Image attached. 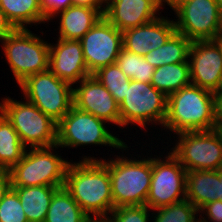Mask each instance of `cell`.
Returning a JSON list of instances; mask_svg holds the SVG:
<instances>
[{
	"label": "cell",
	"mask_w": 222,
	"mask_h": 222,
	"mask_svg": "<svg viewBox=\"0 0 222 222\" xmlns=\"http://www.w3.org/2000/svg\"><path fill=\"white\" fill-rule=\"evenodd\" d=\"M130 147L125 144L120 149L124 155L116 153L113 158L91 157L88 154L79 156L80 160H100L109 169L113 209L121 206L146 205L152 177V156L148 157L149 153L147 156L145 153L129 155ZM127 155L129 156L126 157Z\"/></svg>",
	"instance_id": "1"
},
{
	"label": "cell",
	"mask_w": 222,
	"mask_h": 222,
	"mask_svg": "<svg viewBox=\"0 0 222 222\" xmlns=\"http://www.w3.org/2000/svg\"><path fill=\"white\" fill-rule=\"evenodd\" d=\"M64 188L93 221H103L113 210L109 169L100 160H71Z\"/></svg>",
	"instance_id": "2"
},
{
	"label": "cell",
	"mask_w": 222,
	"mask_h": 222,
	"mask_svg": "<svg viewBox=\"0 0 222 222\" xmlns=\"http://www.w3.org/2000/svg\"><path fill=\"white\" fill-rule=\"evenodd\" d=\"M214 93L190 84L168 96L163 135L214 130ZM170 132V133H169ZM172 132V133H171Z\"/></svg>",
	"instance_id": "3"
},
{
	"label": "cell",
	"mask_w": 222,
	"mask_h": 222,
	"mask_svg": "<svg viewBox=\"0 0 222 222\" xmlns=\"http://www.w3.org/2000/svg\"><path fill=\"white\" fill-rule=\"evenodd\" d=\"M59 148L57 144L27 148L22 159L8 170L11 186H64L71 159L62 158Z\"/></svg>",
	"instance_id": "4"
},
{
	"label": "cell",
	"mask_w": 222,
	"mask_h": 222,
	"mask_svg": "<svg viewBox=\"0 0 222 222\" xmlns=\"http://www.w3.org/2000/svg\"><path fill=\"white\" fill-rule=\"evenodd\" d=\"M30 29H15L0 40L1 52L17 85L27 77L49 70V44ZM42 37V38H41Z\"/></svg>",
	"instance_id": "5"
},
{
	"label": "cell",
	"mask_w": 222,
	"mask_h": 222,
	"mask_svg": "<svg viewBox=\"0 0 222 222\" xmlns=\"http://www.w3.org/2000/svg\"><path fill=\"white\" fill-rule=\"evenodd\" d=\"M107 125V126H106ZM110 124L89 112L82 111L74 105L57 123L56 144L63 149L85 146L108 147L120 150L126 142L119 134L108 129ZM116 134V135H115ZM118 135V137H117Z\"/></svg>",
	"instance_id": "6"
},
{
	"label": "cell",
	"mask_w": 222,
	"mask_h": 222,
	"mask_svg": "<svg viewBox=\"0 0 222 222\" xmlns=\"http://www.w3.org/2000/svg\"><path fill=\"white\" fill-rule=\"evenodd\" d=\"M125 98L119 104L120 128L129 130V125L140 127L147 133L155 125L163 128L167 115L168 97L151 83L130 80ZM151 124V126H150ZM153 125V127H152ZM151 127V128H150Z\"/></svg>",
	"instance_id": "7"
},
{
	"label": "cell",
	"mask_w": 222,
	"mask_h": 222,
	"mask_svg": "<svg viewBox=\"0 0 222 222\" xmlns=\"http://www.w3.org/2000/svg\"><path fill=\"white\" fill-rule=\"evenodd\" d=\"M22 99L18 101L7 95L0 102V112L17 131L22 144L26 148L56 145L57 122L25 98Z\"/></svg>",
	"instance_id": "8"
},
{
	"label": "cell",
	"mask_w": 222,
	"mask_h": 222,
	"mask_svg": "<svg viewBox=\"0 0 222 222\" xmlns=\"http://www.w3.org/2000/svg\"><path fill=\"white\" fill-rule=\"evenodd\" d=\"M173 136L166 150L178 159L186 171L219 170L222 164V134L217 130L183 132Z\"/></svg>",
	"instance_id": "9"
},
{
	"label": "cell",
	"mask_w": 222,
	"mask_h": 222,
	"mask_svg": "<svg viewBox=\"0 0 222 222\" xmlns=\"http://www.w3.org/2000/svg\"><path fill=\"white\" fill-rule=\"evenodd\" d=\"M18 86L26 100L57 123L73 106V86L50 70L29 76Z\"/></svg>",
	"instance_id": "10"
},
{
	"label": "cell",
	"mask_w": 222,
	"mask_h": 222,
	"mask_svg": "<svg viewBox=\"0 0 222 222\" xmlns=\"http://www.w3.org/2000/svg\"><path fill=\"white\" fill-rule=\"evenodd\" d=\"M163 149L159 156L152 155V177L146 199L151 210L186 199V169L170 151L165 155L166 148Z\"/></svg>",
	"instance_id": "11"
},
{
	"label": "cell",
	"mask_w": 222,
	"mask_h": 222,
	"mask_svg": "<svg viewBox=\"0 0 222 222\" xmlns=\"http://www.w3.org/2000/svg\"><path fill=\"white\" fill-rule=\"evenodd\" d=\"M83 57L90 74L116 63L123 48L122 31L104 16L80 39Z\"/></svg>",
	"instance_id": "12"
},
{
	"label": "cell",
	"mask_w": 222,
	"mask_h": 222,
	"mask_svg": "<svg viewBox=\"0 0 222 222\" xmlns=\"http://www.w3.org/2000/svg\"><path fill=\"white\" fill-rule=\"evenodd\" d=\"M220 9L214 0H187L174 11L176 31L192 42L213 40Z\"/></svg>",
	"instance_id": "13"
},
{
	"label": "cell",
	"mask_w": 222,
	"mask_h": 222,
	"mask_svg": "<svg viewBox=\"0 0 222 222\" xmlns=\"http://www.w3.org/2000/svg\"><path fill=\"white\" fill-rule=\"evenodd\" d=\"M73 86V105L120 128L119 103L92 74Z\"/></svg>",
	"instance_id": "14"
},
{
	"label": "cell",
	"mask_w": 222,
	"mask_h": 222,
	"mask_svg": "<svg viewBox=\"0 0 222 222\" xmlns=\"http://www.w3.org/2000/svg\"><path fill=\"white\" fill-rule=\"evenodd\" d=\"M188 63L191 84L214 93L222 78V55L215 42H192Z\"/></svg>",
	"instance_id": "15"
},
{
	"label": "cell",
	"mask_w": 222,
	"mask_h": 222,
	"mask_svg": "<svg viewBox=\"0 0 222 222\" xmlns=\"http://www.w3.org/2000/svg\"><path fill=\"white\" fill-rule=\"evenodd\" d=\"M49 44V70L72 86L91 75L86 66L80 40L57 39Z\"/></svg>",
	"instance_id": "16"
},
{
	"label": "cell",
	"mask_w": 222,
	"mask_h": 222,
	"mask_svg": "<svg viewBox=\"0 0 222 222\" xmlns=\"http://www.w3.org/2000/svg\"><path fill=\"white\" fill-rule=\"evenodd\" d=\"M169 18L161 15L147 24L124 30L123 49L145 56L153 49L163 46L176 32L174 19Z\"/></svg>",
	"instance_id": "17"
},
{
	"label": "cell",
	"mask_w": 222,
	"mask_h": 222,
	"mask_svg": "<svg viewBox=\"0 0 222 222\" xmlns=\"http://www.w3.org/2000/svg\"><path fill=\"white\" fill-rule=\"evenodd\" d=\"M161 13L157 0H108L103 16L123 32L151 22Z\"/></svg>",
	"instance_id": "18"
},
{
	"label": "cell",
	"mask_w": 222,
	"mask_h": 222,
	"mask_svg": "<svg viewBox=\"0 0 222 222\" xmlns=\"http://www.w3.org/2000/svg\"><path fill=\"white\" fill-rule=\"evenodd\" d=\"M102 16L97 8L72 5L54 15L50 22L58 18L55 33L59 39L80 40Z\"/></svg>",
	"instance_id": "19"
},
{
	"label": "cell",
	"mask_w": 222,
	"mask_h": 222,
	"mask_svg": "<svg viewBox=\"0 0 222 222\" xmlns=\"http://www.w3.org/2000/svg\"><path fill=\"white\" fill-rule=\"evenodd\" d=\"M219 170L186 171V199L198 210L217 200Z\"/></svg>",
	"instance_id": "20"
},
{
	"label": "cell",
	"mask_w": 222,
	"mask_h": 222,
	"mask_svg": "<svg viewBox=\"0 0 222 222\" xmlns=\"http://www.w3.org/2000/svg\"><path fill=\"white\" fill-rule=\"evenodd\" d=\"M64 186L12 187L26 214L28 222H45L53 194Z\"/></svg>",
	"instance_id": "21"
},
{
	"label": "cell",
	"mask_w": 222,
	"mask_h": 222,
	"mask_svg": "<svg viewBox=\"0 0 222 222\" xmlns=\"http://www.w3.org/2000/svg\"><path fill=\"white\" fill-rule=\"evenodd\" d=\"M0 8L15 29L47 23L39 0H0Z\"/></svg>",
	"instance_id": "22"
},
{
	"label": "cell",
	"mask_w": 222,
	"mask_h": 222,
	"mask_svg": "<svg viewBox=\"0 0 222 222\" xmlns=\"http://www.w3.org/2000/svg\"><path fill=\"white\" fill-rule=\"evenodd\" d=\"M45 222H93L71 194L59 188L52 196Z\"/></svg>",
	"instance_id": "23"
},
{
	"label": "cell",
	"mask_w": 222,
	"mask_h": 222,
	"mask_svg": "<svg viewBox=\"0 0 222 222\" xmlns=\"http://www.w3.org/2000/svg\"><path fill=\"white\" fill-rule=\"evenodd\" d=\"M151 84L167 97L191 84L189 63L164 64L155 68Z\"/></svg>",
	"instance_id": "24"
},
{
	"label": "cell",
	"mask_w": 222,
	"mask_h": 222,
	"mask_svg": "<svg viewBox=\"0 0 222 222\" xmlns=\"http://www.w3.org/2000/svg\"><path fill=\"white\" fill-rule=\"evenodd\" d=\"M191 43L190 39L176 31L163 46L153 49L143 57L154 67L188 62Z\"/></svg>",
	"instance_id": "25"
},
{
	"label": "cell",
	"mask_w": 222,
	"mask_h": 222,
	"mask_svg": "<svg viewBox=\"0 0 222 222\" xmlns=\"http://www.w3.org/2000/svg\"><path fill=\"white\" fill-rule=\"evenodd\" d=\"M26 149L17 131L0 112V169L9 170L17 164L22 159Z\"/></svg>",
	"instance_id": "26"
},
{
	"label": "cell",
	"mask_w": 222,
	"mask_h": 222,
	"mask_svg": "<svg viewBox=\"0 0 222 222\" xmlns=\"http://www.w3.org/2000/svg\"><path fill=\"white\" fill-rule=\"evenodd\" d=\"M116 64L128 78L143 83H151L156 68L149 64L143 56L123 48L116 59Z\"/></svg>",
	"instance_id": "27"
},
{
	"label": "cell",
	"mask_w": 222,
	"mask_h": 222,
	"mask_svg": "<svg viewBox=\"0 0 222 222\" xmlns=\"http://www.w3.org/2000/svg\"><path fill=\"white\" fill-rule=\"evenodd\" d=\"M92 75L97 78L120 104L126 96L127 86H130L131 79L122 72L118 65L115 63L101 67Z\"/></svg>",
	"instance_id": "28"
},
{
	"label": "cell",
	"mask_w": 222,
	"mask_h": 222,
	"mask_svg": "<svg viewBox=\"0 0 222 222\" xmlns=\"http://www.w3.org/2000/svg\"><path fill=\"white\" fill-rule=\"evenodd\" d=\"M198 209L187 199L152 210V222H196Z\"/></svg>",
	"instance_id": "29"
},
{
	"label": "cell",
	"mask_w": 222,
	"mask_h": 222,
	"mask_svg": "<svg viewBox=\"0 0 222 222\" xmlns=\"http://www.w3.org/2000/svg\"><path fill=\"white\" fill-rule=\"evenodd\" d=\"M151 209L146 205L114 208L103 222H152Z\"/></svg>",
	"instance_id": "30"
},
{
	"label": "cell",
	"mask_w": 222,
	"mask_h": 222,
	"mask_svg": "<svg viewBox=\"0 0 222 222\" xmlns=\"http://www.w3.org/2000/svg\"><path fill=\"white\" fill-rule=\"evenodd\" d=\"M0 222H28L19 196L12 187L0 201Z\"/></svg>",
	"instance_id": "31"
},
{
	"label": "cell",
	"mask_w": 222,
	"mask_h": 222,
	"mask_svg": "<svg viewBox=\"0 0 222 222\" xmlns=\"http://www.w3.org/2000/svg\"><path fill=\"white\" fill-rule=\"evenodd\" d=\"M198 213L199 219L203 222H222V201L206 203L198 210Z\"/></svg>",
	"instance_id": "32"
},
{
	"label": "cell",
	"mask_w": 222,
	"mask_h": 222,
	"mask_svg": "<svg viewBox=\"0 0 222 222\" xmlns=\"http://www.w3.org/2000/svg\"><path fill=\"white\" fill-rule=\"evenodd\" d=\"M40 6L43 10L45 20L48 22L52 19L54 15L67 9L69 6L73 5L72 0H39Z\"/></svg>",
	"instance_id": "33"
},
{
	"label": "cell",
	"mask_w": 222,
	"mask_h": 222,
	"mask_svg": "<svg viewBox=\"0 0 222 222\" xmlns=\"http://www.w3.org/2000/svg\"><path fill=\"white\" fill-rule=\"evenodd\" d=\"M214 130H222V96L214 98Z\"/></svg>",
	"instance_id": "34"
},
{
	"label": "cell",
	"mask_w": 222,
	"mask_h": 222,
	"mask_svg": "<svg viewBox=\"0 0 222 222\" xmlns=\"http://www.w3.org/2000/svg\"><path fill=\"white\" fill-rule=\"evenodd\" d=\"M11 187L9 171L6 169H0V201Z\"/></svg>",
	"instance_id": "35"
},
{
	"label": "cell",
	"mask_w": 222,
	"mask_h": 222,
	"mask_svg": "<svg viewBox=\"0 0 222 222\" xmlns=\"http://www.w3.org/2000/svg\"><path fill=\"white\" fill-rule=\"evenodd\" d=\"M15 28L8 21L4 11L0 8V40L5 38L8 34H11Z\"/></svg>",
	"instance_id": "36"
},
{
	"label": "cell",
	"mask_w": 222,
	"mask_h": 222,
	"mask_svg": "<svg viewBox=\"0 0 222 222\" xmlns=\"http://www.w3.org/2000/svg\"><path fill=\"white\" fill-rule=\"evenodd\" d=\"M72 1L73 5L97 8L102 14L104 13L105 2L103 0H72Z\"/></svg>",
	"instance_id": "37"
},
{
	"label": "cell",
	"mask_w": 222,
	"mask_h": 222,
	"mask_svg": "<svg viewBox=\"0 0 222 222\" xmlns=\"http://www.w3.org/2000/svg\"><path fill=\"white\" fill-rule=\"evenodd\" d=\"M186 1L187 0H157L161 12L163 11V9H165L166 5L171 8V11H175Z\"/></svg>",
	"instance_id": "38"
},
{
	"label": "cell",
	"mask_w": 222,
	"mask_h": 222,
	"mask_svg": "<svg viewBox=\"0 0 222 222\" xmlns=\"http://www.w3.org/2000/svg\"><path fill=\"white\" fill-rule=\"evenodd\" d=\"M217 200L222 201V173L219 171V188H218V195Z\"/></svg>",
	"instance_id": "39"
},
{
	"label": "cell",
	"mask_w": 222,
	"mask_h": 222,
	"mask_svg": "<svg viewBox=\"0 0 222 222\" xmlns=\"http://www.w3.org/2000/svg\"><path fill=\"white\" fill-rule=\"evenodd\" d=\"M213 41L217 45V47L220 49L221 55H222V35H216L213 38Z\"/></svg>",
	"instance_id": "40"
},
{
	"label": "cell",
	"mask_w": 222,
	"mask_h": 222,
	"mask_svg": "<svg viewBox=\"0 0 222 222\" xmlns=\"http://www.w3.org/2000/svg\"><path fill=\"white\" fill-rule=\"evenodd\" d=\"M217 35H222V8L220 9Z\"/></svg>",
	"instance_id": "41"
},
{
	"label": "cell",
	"mask_w": 222,
	"mask_h": 222,
	"mask_svg": "<svg viewBox=\"0 0 222 222\" xmlns=\"http://www.w3.org/2000/svg\"><path fill=\"white\" fill-rule=\"evenodd\" d=\"M214 96H222V78L220 80L218 88L214 92Z\"/></svg>",
	"instance_id": "42"
},
{
	"label": "cell",
	"mask_w": 222,
	"mask_h": 222,
	"mask_svg": "<svg viewBox=\"0 0 222 222\" xmlns=\"http://www.w3.org/2000/svg\"><path fill=\"white\" fill-rule=\"evenodd\" d=\"M216 2V4L222 8V0H214Z\"/></svg>",
	"instance_id": "43"
},
{
	"label": "cell",
	"mask_w": 222,
	"mask_h": 222,
	"mask_svg": "<svg viewBox=\"0 0 222 222\" xmlns=\"http://www.w3.org/2000/svg\"><path fill=\"white\" fill-rule=\"evenodd\" d=\"M219 171L222 173V164H221V167H220Z\"/></svg>",
	"instance_id": "44"
}]
</instances>
